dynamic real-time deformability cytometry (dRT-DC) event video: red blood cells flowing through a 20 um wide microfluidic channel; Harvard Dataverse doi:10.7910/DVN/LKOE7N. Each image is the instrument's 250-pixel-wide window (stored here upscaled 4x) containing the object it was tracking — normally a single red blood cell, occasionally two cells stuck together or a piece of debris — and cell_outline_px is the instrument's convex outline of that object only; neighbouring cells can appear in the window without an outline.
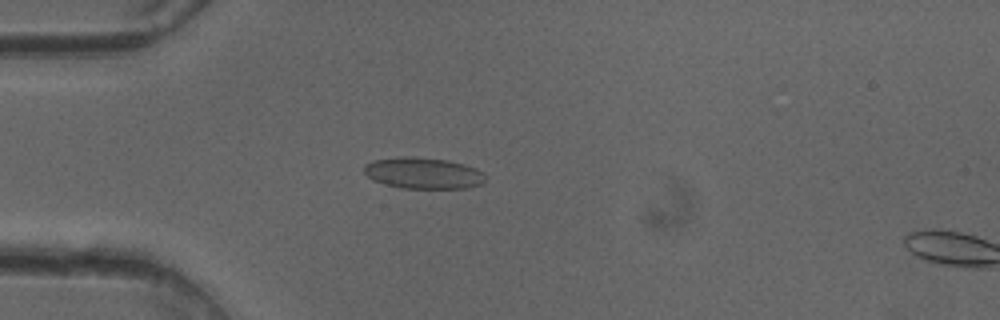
{"species": "common noctule bat (a hibernating species)", "species_latin": "Nyctalus noctula", "temperature_condition": "cold", "stored_images_in_passage": 16, "camera_frame_rate_fps": 3000, "um_per_image_px": 0.085, "animal": {"sex": "female"}, "frame": {"image": 1, "passage_image": 14, "time_ms": 4.333, "image_size_px": [1000, 320], "cell_outline_px": [[488, 176], [480, 184], [468, 188], [400, 188], [384, 184], [372, 180], [364, 172], [364, 164], [372, 160], [404, 156], [416, 156], [448, 160], [464, 164], [476, 168], [484, 172]], "centroid_in_image_um": [35.98, 14.71], "position_along_channel_um": 49.0, "area_um2": 22.43}}